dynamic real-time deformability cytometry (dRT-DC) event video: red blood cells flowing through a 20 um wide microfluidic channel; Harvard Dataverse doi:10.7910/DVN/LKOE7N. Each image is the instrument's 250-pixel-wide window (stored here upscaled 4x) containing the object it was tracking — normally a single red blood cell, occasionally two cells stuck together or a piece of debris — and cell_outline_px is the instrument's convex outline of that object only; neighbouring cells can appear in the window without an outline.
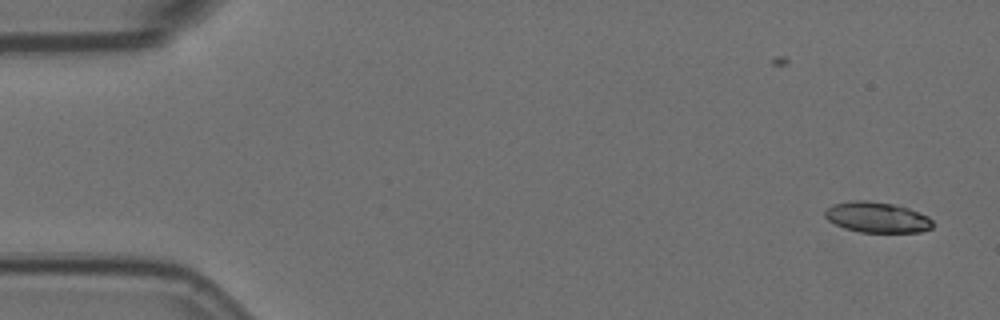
{"species": "Egyptian fruit bat (a non-hibernating species)", "species_latin": "Rousettus aegyptiacus", "temperature_condition": "room temperature", "stored_images_in_passage": 2, "camera_frame_rate_fps": 3000, "um_per_image_px": 0.085, "animal": {"sex": "female"}, "frame": {"image": 1, "passage_image": 2, "time_ms": 0.333, "image_size_px": [1000, 320], "cell_outline_px": [[932, 228], [920, 232], [860, 232], [844, 228], [828, 220], [824, 216], [824, 212], [832, 204], [852, 200], [868, 200], [896, 204], [920, 212], [928, 216], [932, 220]], "centroid_in_image_um": [74.55, 18.46], "position_along_channel_um": 10.5, "area_um2": 19.36}}